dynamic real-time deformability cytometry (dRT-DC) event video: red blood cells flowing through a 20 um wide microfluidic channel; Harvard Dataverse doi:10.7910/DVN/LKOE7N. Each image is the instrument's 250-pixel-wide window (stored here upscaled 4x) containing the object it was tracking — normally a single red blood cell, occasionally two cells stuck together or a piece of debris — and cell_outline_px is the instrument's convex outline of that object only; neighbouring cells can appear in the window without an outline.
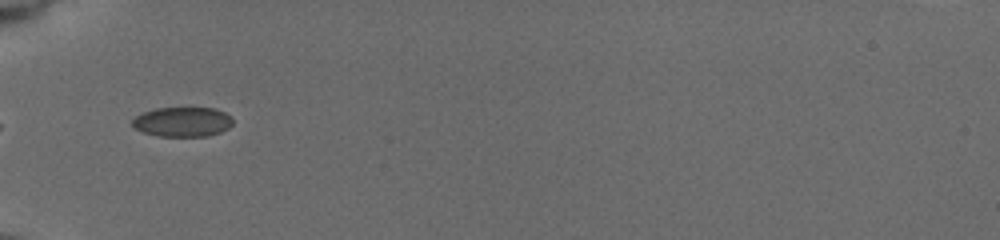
{"species": "common noctule bat (a hibernating species)", "species_latin": "Nyctalus noctula", "temperature_condition": "cold", "stored_images_in_passage": 5, "camera_frame_rate_fps": 3000, "um_per_image_px": 0.085, "animal": {"sex": "female", "body_mass_g": 19.5, "forearm_length_mm": 54.1}, "frame": {"image": 1, "passage_image": 1, "time_ms": 0.0, "image_size_px": [1000, 240], "cell_outline_px": [[232, 124], [228, 128], [220, 132], [208, 136], [156, 136], [144, 132], [136, 128], [132, 124], [132, 120], [136, 116], [144, 112], [156, 108], [216, 108], [224, 112], [232, 120]], "centroid_in_image_um": [15.51, 10.36], "position_along_channel_um": 69.5, "area_um2": 17.22}}